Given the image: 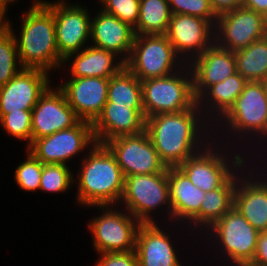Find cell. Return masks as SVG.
<instances>
[{"mask_svg": "<svg viewBox=\"0 0 267 266\" xmlns=\"http://www.w3.org/2000/svg\"><path fill=\"white\" fill-rule=\"evenodd\" d=\"M95 144L92 123L81 120L72 128L36 139L27 150L43 164L67 165L70 158Z\"/></svg>", "mask_w": 267, "mask_h": 266, "instance_id": "obj_12", "label": "cell"}, {"mask_svg": "<svg viewBox=\"0 0 267 266\" xmlns=\"http://www.w3.org/2000/svg\"><path fill=\"white\" fill-rule=\"evenodd\" d=\"M236 174L233 206L257 231L267 232V178L262 181V178L258 179V174L254 178L250 171L248 175L250 179L247 175L246 178L245 176L241 178L238 176L239 173Z\"/></svg>", "mask_w": 267, "mask_h": 266, "instance_id": "obj_22", "label": "cell"}, {"mask_svg": "<svg viewBox=\"0 0 267 266\" xmlns=\"http://www.w3.org/2000/svg\"><path fill=\"white\" fill-rule=\"evenodd\" d=\"M158 224H141L136 234L138 266H181L170 236Z\"/></svg>", "mask_w": 267, "mask_h": 266, "instance_id": "obj_23", "label": "cell"}, {"mask_svg": "<svg viewBox=\"0 0 267 266\" xmlns=\"http://www.w3.org/2000/svg\"><path fill=\"white\" fill-rule=\"evenodd\" d=\"M45 2L34 1L23 14L20 37H16L11 24L10 31L15 36L18 61L22 68H39L50 72L52 68H61L63 61L56 44L54 15Z\"/></svg>", "mask_w": 267, "mask_h": 266, "instance_id": "obj_2", "label": "cell"}, {"mask_svg": "<svg viewBox=\"0 0 267 266\" xmlns=\"http://www.w3.org/2000/svg\"><path fill=\"white\" fill-rule=\"evenodd\" d=\"M178 58L180 57L166 35H135L132 51L125 66L140 81H144L166 77L180 71L185 64L184 60Z\"/></svg>", "mask_w": 267, "mask_h": 266, "instance_id": "obj_5", "label": "cell"}, {"mask_svg": "<svg viewBox=\"0 0 267 266\" xmlns=\"http://www.w3.org/2000/svg\"><path fill=\"white\" fill-rule=\"evenodd\" d=\"M209 2L217 17L243 7V0H209Z\"/></svg>", "mask_w": 267, "mask_h": 266, "instance_id": "obj_39", "label": "cell"}, {"mask_svg": "<svg viewBox=\"0 0 267 266\" xmlns=\"http://www.w3.org/2000/svg\"><path fill=\"white\" fill-rule=\"evenodd\" d=\"M27 152L26 161L18 165L15 171V180L22 190L33 192L40 188L43 163L29 150Z\"/></svg>", "mask_w": 267, "mask_h": 266, "instance_id": "obj_33", "label": "cell"}, {"mask_svg": "<svg viewBox=\"0 0 267 266\" xmlns=\"http://www.w3.org/2000/svg\"><path fill=\"white\" fill-rule=\"evenodd\" d=\"M171 203V219L189 222L200 210L205 192L195 186L178 168H167Z\"/></svg>", "mask_w": 267, "mask_h": 266, "instance_id": "obj_24", "label": "cell"}, {"mask_svg": "<svg viewBox=\"0 0 267 266\" xmlns=\"http://www.w3.org/2000/svg\"><path fill=\"white\" fill-rule=\"evenodd\" d=\"M107 102L143 109L142 82L126 66L109 79Z\"/></svg>", "mask_w": 267, "mask_h": 266, "instance_id": "obj_28", "label": "cell"}, {"mask_svg": "<svg viewBox=\"0 0 267 266\" xmlns=\"http://www.w3.org/2000/svg\"><path fill=\"white\" fill-rule=\"evenodd\" d=\"M105 145L115 155L124 177L162 173L167 169L145 130L113 138Z\"/></svg>", "mask_w": 267, "mask_h": 266, "instance_id": "obj_11", "label": "cell"}, {"mask_svg": "<svg viewBox=\"0 0 267 266\" xmlns=\"http://www.w3.org/2000/svg\"><path fill=\"white\" fill-rule=\"evenodd\" d=\"M236 184L237 175L234 173L220 188L206 192L200 210L187 223H193L195 228L201 225L206 230L211 228L233 207Z\"/></svg>", "mask_w": 267, "mask_h": 266, "instance_id": "obj_26", "label": "cell"}, {"mask_svg": "<svg viewBox=\"0 0 267 266\" xmlns=\"http://www.w3.org/2000/svg\"><path fill=\"white\" fill-rule=\"evenodd\" d=\"M227 131L267 138V82H247L233 106L221 118ZM228 124V125H227ZM249 131V132H248ZM251 132V133H250ZM248 133V134H247Z\"/></svg>", "mask_w": 267, "mask_h": 266, "instance_id": "obj_8", "label": "cell"}, {"mask_svg": "<svg viewBox=\"0 0 267 266\" xmlns=\"http://www.w3.org/2000/svg\"><path fill=\"white\" fill-rule=\"evenodd\" d=\"M17 60L19 58L15 36L9 30L6 34L0 36V87L22 69L20 62Z\"/></svg>", "mask_w": 267, "mask_h": 266, "instance_id": "obj_31", "label": "cell"}, {"mask_svg": "<svg viewBox=\"0 0 267 266\" xmlns=\"http://www.w3.org/2000/svg\"><path fill=\"white\" fill-rule=\"evenodd\" d=\"M172 14H186L206 19L214 26L217 16L214 13L209 0H168Z\"/></svg>", "mask_w": 267, "mask_h": 266, "instance_id": "obj_35", "label": "cell"}, {"mask_svg": "<svg viewBox=\"0 0 267 266\" xmlns=\"http://www.w3.org/2000/svg\"><path fill=\"white\" fill-rule=\"evenodd\" d=\"M48 72L39 68H22L0 87V115L18 110H32L50 87Z\"/></svg>", "mask_w": 267, "mask_h": 266, "instance_id": "obj_17", "label": "cell"}, {"mask_svg": "<svg viewBox=\"0 0 267 266\" xmlns=\"http://www.w3.org/2000/svg\"><path fill=\"white\" fill-rule=\"evenodd\" d=\"M264 17H265V20H266V22H267V13L264 15Z\"/></svg>", "mask_w": 267, "mask_h": 266, "instance_id": "obj_43", "label": "cell"}, {"mask_svg": "<svg viewBox=\"0 0 267 266\" xmlns=\"http://www.w3.org/2000/svg\"><path fill=\"white\" fill-rule=\"evenodd\" d=\"M101 10L111 14L132 28L137 25L139 19L140 0H100Z\"/></svg>", "mask_w": 267, "mask_h": 266, "instance_id": "obj_36", "label": "cell"}, {"mask_svg": "<svg viewBox=\"0 0 267 266\" xmlns=\"http://www.w3.org/2000/svg\"><path fill=\"white\" fill-rule=\"evenodd\" d=\"M101 258L96 266H138L135 250L130 252L100 253Z\"/></svg>", "mask_w": 267, "mask_h": 266, "instance_id": "obj_37", "label": "cell"}, {"mask_svg": "<svg viewBox=\"0 0 267 266\" xmlns=\"http://www.w3.org/2000/svg\"><path fill=\"white\" fill-rule=\"evenodd\" d=\"M248 266H267V232H260L254 258Z\"/></svg>", "mask_w": 267, "mask_h": 266, "instance_id": "obj_38", "label": "cell"}, {"mask_svg": "<svg viewBox=\"0 0 267 266\" xmlns=\"http://www.w3.org/2000/svg\"><path fill=\"white\" fill-rule=\"evenodd\" d=\"M234 54L237 72L247 82H267V36Z\"/></svg>", "mask_w": 267, "mask_h": 266, "instance_id": "obj_29", "label": "cell"}, {"mask_svg": "<svg viewBox=\"0 0 267 266\" xmlns=\"http://www.w3.org/2000/svg\"><path fill=\"white\" fill-rule=\"evenodd\" d=\"M208 230L235 266L252 262L260 232L234 206Z\"/></svg>", "mask_w": 267, "mask_h": 266, "instance_id": "obj_10", "label": "cell"}, {"mask_svg": "<svg viewBox=\"0 0 267 266\" xmlns=\"http://www.w3.org/2000/svg\"><path fill=\"white\" fill-rule=\"evenodd\" d=\"M214 35L215 26L211 22L186 14H172L166 33L178 56H183L180 59L185 58L184 64H189L211 47L215 43Z\"/></svg>", "mask_w": 267, "mask_h": 266, "instance_id": "obj_15", "label": "cell"}, {"mask_svg": "<svg viewBox=\"0 0 267 266\" xmlns=\"http://www.w3.org/2000/svg\"><path fill=\"white\" fill-rule=\"evenodd\" d=\"M200 114L204 115L196 103L191 109L185 111L163 113L146 118L145 131L167 168L178 167L186 159L202 150L201 144L208 145L205 143L207 137H210L208 132L206 131L207 136L203 138L204 134L200 131L201 126L204 127L200 121ZM200 138L205 140L203 141L205 144Z\"/></svg>", "mask_w": 267, "mask_h": 266, "instance_id": "obj_1", "label": "cell"}, {"mask_svg": "<svg viewBox=\"0 0 267 266\" xmlns=\"http://www.w3.org/2000/svg\"><path fill=\"white\" fill-rule=\"evenodd\" d=\"M104 213L88 224L93 235V247L98 253L130 252L135 250L136 234L141 223L128 211L97 206Z\"/></svg>", "mask_w": 267, "mask_h": 266, "instance_id": "obj_9", "label": "cell"}, {"mask_svg": "<svg viewBox=\"0 0 267 266\" xmlns=\"http://www.w3.org/2000/svg\"><path fill=\"white\" fill-rule=\"evenodd\" d=\"M15 1H17V0H0V5H2L3 7H5L7 9V7H9L7 5L10 3H13Z\"/></svg>", "mask_w": 267, "mask_h": 266, "instance_id": "obj_42", "label": "cell"}, {"mask_svg": "<svg viewBox=\"0 0 267 266\" xmlns=\"http://www.w3.org/2000/svg\"><path fill=\"white\" fill-rule=\"evenodd\" d=\"M246 83L247 81L244 79V77L238 72H236L233 75L227 77L224 81H221L208 87L197 98V105L202 112L204 109L205 111L209 110V112L206 113L208 116H210L209 114L211 113L212 116L213 114H216L215 116L218 115V121L221 122V118L233 106L237 97L242 93ZM203 104L207 106L208 109L203 108L205 107ZM214 111L216 113H214Z\"/></svg>", "mask_w": 267, "mask_h": 266, "instance_id": "obj_27", "label": "cell"}, {"mask_svg": "<svg viewBox=\"0 0 267 266\" xmlns=\"http://www.w3.org/2000/svg\"><path fill=\"white\" fill-rule=\"evenodd\" d=\"M68 165L43 164L40 188L43 192L63 193L76 181Z\"/></svg>", "mask_w": 267, "mask_h": 266, "instance_id": "obj_32", "label": "cell"}, {"mask_svg": "<svg viewBox=\"0 0 267 266\" xmlns=\"http://www.w3.org/2000/svg\"><path fill=\"white\" fill-rule=\"evenodd\" d=\"M31 117L32 110H18L0 115V123L4 130L18 139L27 140V149L31 145Z\"/></svg>", "mask_w": 267, "mask_h": 266, "instance_id": "obj_34", "label": "cell"}, {"mask_svg": "<svg viewBox=\"0 0 267 266\" xmlns=\"http://www.w3.org/2000/svg\"><path fill=\"white\" fill-rule=\"evenodd\" d=\"M121 203L141 224L156 223L152 211L166 207L171 218V203L167 169L162 173L148 175H130L125 177ZM153 218V219H152Z\"/></svg>", "mask_w": 267, "mask_h": 266, "instance_id": "obj_6", "label": "cell"}, {"mask_svg": "<svg viewBox=\"0 0 267 266\" xmlns=\"http://www.w3.org/2000/svg\"><path fill=\"white\" fill-rule=\"evenodd\" d=\"M212 144V141L209 142L208 146H203L202 150L178 166L188 179L205 193L220 188L236 172V169L240 167L242 170L241 167L247 163L243 156L241 157L240 152L234 153V158H231L228 153H226L227 156L225 153H221L223 152L221 147L218 151V147H215L214 151Z\"/></svg>", "mask_w": 267, "mask_h": 266, "instance_id": "obj_7", "label": "cell"}, {"mask_svg": "<svg viewBox=\"0 0 267 266\" xmlns=\"http://www.w3.org/2000/svg\"><path fill=\"white\" fill-rule=\"evenodd\" d=\"M141 82L145 119L158 114L185 111L197 103L193 75L188 64L180 72Z\"/></svg>", "mask_w": 267, "mask_h": 266, "instance_id": "obj_4", "label": "cell"}, {"mask_svg": "<svg viewBox=\"0 0 267 266\" xmlns=\"http://www.w3.org/2000/svg\"><path fill=\"white\" fill-rule=\"evenodd\" d=\"M65 3L64 0L44 3L54 15L56 44L62 61L85 48L83 45L90 39L91 27L87 9L79 4Z\"/></svg>", "mask_w": 267, "mask_h": 266, "instance_id": "obj_14", "label": "cell"}, {"mask_svg": "<svg viewBox=\"0 0 267 266\" xmlns=\"http://www.w3.org/2000/svg\"><path fill=\"white\" fill-rule=\"evenodd\" d=\"M115 55L114 52L92 45L78 53L69 55L63 63L65 65V62L75 56L70 66L71 78L100 77L110 79L125 66V62L121 58L117 62L114 61L116 59Z\"/></svg>", "mask_w": 267, "mask_h": 266, "instance_id": "obj_25", "label": "cell"}, {"mask_svg": "<svg viewBox=\"0 0 267 266\" xmlns=\"http://www.w3.org/2000/svg\"><path fill=\"white\" fill-rule=\"evenodd\" d=\"M90 38L93 46L114 52L117 57L122 54L124 57L121 59L126 62L132 51L135 33L129 24L100 10L96 17L91 18Z\"/></svg>", "mask_w": 267, "mask_h": 266, "instance_id": "obj_21", "label": "cell"}, {"mask_svg": "<svg viewBox=\"0 0 267 266\" xmlns=\"http://www.w3.org/2000/svg\"><path fill=\"white\" fill-rule=\"evenodd\" d=\"M243 7L265 15L267 13V0H243Z\"/></svg>", "mask_w": 267, "mask_h": 266, "instance_id": "obj_40", "label": "cell"}, {"mask_svg": "<svg viewBox=\"0 0 267 266\" xmlns=\"http://www.w3.org/2000/svg\"><path fill=\"white\" fill-rule=\"evenodd\" d=\"M193 75L194 95L197 99L208 87L224 81L237 72L234 52L214 43L200 56L189 62Z\"/></svg>", "mask_w": 267, "mask_h": 266, "instance_id": "obj_19", "label": "cell"}, {"mask_svg": "<svg viewBox=\"0 0 267 266\" xmlns=\"http://www.w3.org/2000/svg\"><path fill=\"white\" fill-rule=\"evenodd\" d=\"M7 10L0 5V36L6 34L10 30V22L5 19Z\"/></svg>", "mask_w": 267, "mask_h": 266, "instance_id": "obj_41", "label": "cell"}, {"mask_svg": "<svg viewBox=\"0 0 267 266\" xmlns=\"http://www.w3.org/2000/svg\"><path fill=\"white\" fill-rule=\"evenodd\" d=\"M144 109H129L128 106L106 102L102 113L92 123L96 143L123 135H135L145 130Z\"/></svg>", "mask_w": 267, "mask_h": 266, "instance_id": "obj_20", "label": "cell"}, {"mask_svg": "<svg viewBox=\"0 0 267 266\" xmlns=\"http://www.w3.org/2000/svg\"><path fill=\"white\" fill-rule=\"evenodd\" d=\"M168 0H140L135 35H166L171 20Z\"/></svg>", "mask_w": 267, "mask_h": 266, "instance_id": "obj_30", "label": "cell"}, {"mask_svg": "<svg viewBox=\"0 0 267 266\" xmlns=\"http://www.w3.org/2000/svg\"><path fill=\"white\" fill-rule=\"evenodd\" d=\"M109 79L100 77L70 78L58 86L76 115L93 123L107 102Z\"/></svg>", "mask_w": 267, "mask_h": 266, "instance_id": "obj_18", "label": "cell"}, {"mask_svg": "<svg viewBox=\"0 0 267 266\" xmlns=\"http://www.w3.org/2000/svg\"><path fill=\"white\" fill-rule=\"evenodd\" d=\"M80 121L64 93L58 87H49L32 109L31 144L41 137L72 128Z\"/></svg>", "mask_w": 267, "mask_h": 266, "instance_id": "obj_16", "label": "cell"}, {"mask_svg": "<svg viewBox=\"0 0 267 266\" xmlns=\"http://www.w3.org/2000/svg\"><path fill=\"white\" fill-rule=\"evenodd\" d=\"M92 147L78 172L76 199L79 204L91 207L113 203L115 206L122 199L125 177L115 155L105 144L96 143Z\"/></svg>", "mask_w": 267, "mask_h": 266, "instance_id": "obj_3", "label": "cell"}, {"mask_svg": "<svg viewBox=\"0 0 267 266\" xmlns=\"http://www.w3.org/2000/svg\"><path fill=\"white\" fill-rule=\"evenodd\" d=\"M215 33L219 47L236 52L267 36V22L264 15L240 7L218 16Z\"/></svg>", "mask_w": 267, "mask_h": 266, "instance_id": "obj_13", "label": "cell"}]
</instances>
